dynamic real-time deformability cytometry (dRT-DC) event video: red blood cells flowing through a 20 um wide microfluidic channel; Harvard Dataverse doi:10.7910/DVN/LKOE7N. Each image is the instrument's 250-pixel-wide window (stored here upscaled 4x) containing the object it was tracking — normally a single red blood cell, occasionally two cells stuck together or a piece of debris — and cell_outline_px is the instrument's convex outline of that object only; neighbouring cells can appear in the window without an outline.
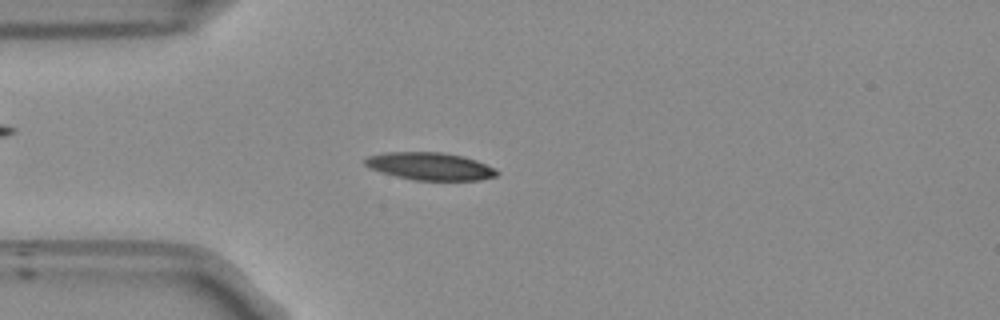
{"species": "Egyptian fruit bat (a non-hibernating species)", "species_latin": "Rousettus aegyptiacus", "temperature_condition": "room temperature", "stored_images_in_passage": 52, "camera_frame_rate_fps": 3000, "um_per_image_px": 0.085, "frame": {"image": 1, "passage_image": 13, "time_ms": 4.0, "image_size_px": [1000, 320], "cell_outline_px": [[500, 172], [496, 176], [480, 180], [412, 180], [380, 172], [368, 168], [364, 164], [364, 160], [368, 156], [384, 152], [440, 152], [464, 156], [476, 160], [496, 168]], "centroid_in_image_um": [36.55, 14.13], "position_along_channel_um": 48.5, "area_um2": 21.39}}
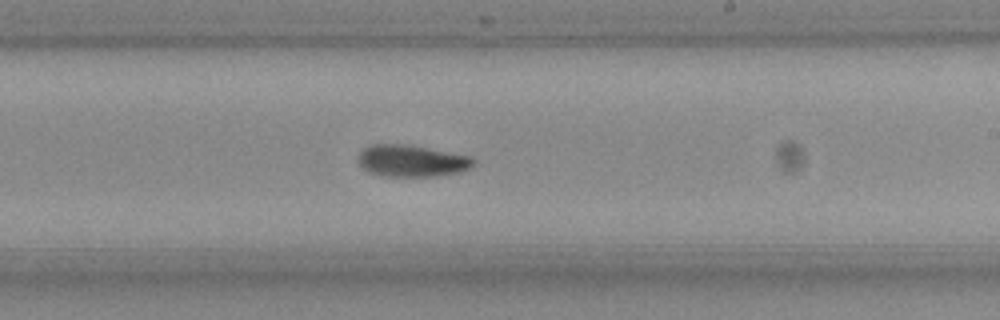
{"frame": {"image": 2, "passage_image": 30, "time_ms": 9.667, "image_size_px": [1000, 320], "cell_outline_px": [[476, 164], [460, 172], [436, 176], [380, 176], [368, 172], [360, 164], [360, 152], [364, 148], [372, 144], [404, 144], [472, 156], [476, 160]], "centroid_in_image_um": [35.03, 13.68], "position_along_channel_um": 254.0, "area_um2": 21.27}}
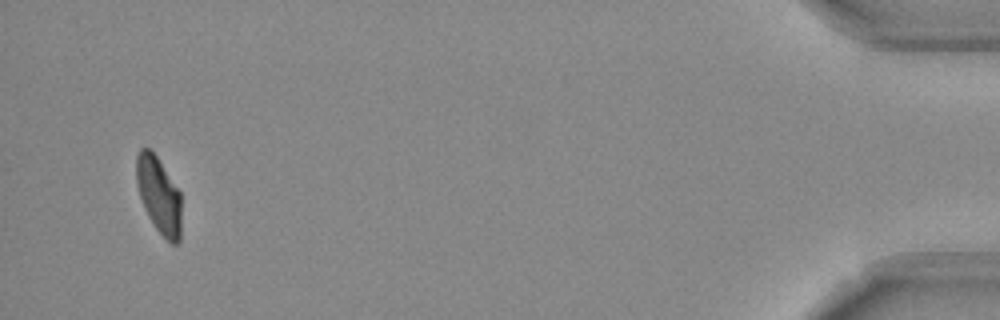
{"frame": {"image": 3, "passage_image": 50, "time_ms": 16.333, "image_size_px": [1000, 320], "cell_outline_px": [[180, 240], [176, 244], [172, 244], [156, 228], [148, 216], [144, 208], [136, 184], [136, 156], [140, 148], [148, 148], [156, 156], [180, 192]], "centroid_in_image_um": [13.48, 16.58], "position_along_channel_um": 421.7, "area_um2": 19.71}, "authors_computed_cell_mechanics": {"area_um2": 21.1837, "velocity_mm_per_s": 3.7978, "shape_relaxation_time_tau1_ms": 6.0944, "shape_relaxation_time_tau2_ms": 6.936, "deformation_change_tau1": 0.1507, "deformation_change_tau2": 0.1255}}